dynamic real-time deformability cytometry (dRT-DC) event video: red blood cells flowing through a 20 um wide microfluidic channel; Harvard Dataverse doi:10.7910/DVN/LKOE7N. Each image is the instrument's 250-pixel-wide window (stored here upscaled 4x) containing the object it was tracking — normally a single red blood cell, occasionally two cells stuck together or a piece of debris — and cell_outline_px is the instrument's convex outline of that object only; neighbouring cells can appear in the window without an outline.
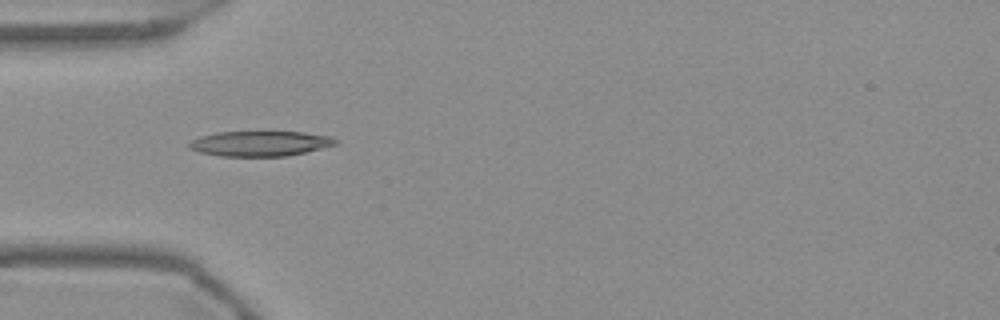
{"species": "Egyptian fruit bat (a non-hibernating species)", "species_latin": "Rousettus aegyptiacus", "temperature_condition": "warm", "stored_images_in_passage": 55, "camera_frame_rate_fps": 3000, "um_per_image_px": 0.085, "frame": {"image": 1, "passage_image": 17, "time_ms": 5.333, "image_size_px": [1000, 320], "cell_outline_px": [[336, 144], [288, 156], [220, 156], [200, 152], [188, 148], [188, 144], [192, 140], [200, 136], [216, 132], [304, 132], [332, 136], [336, 140]], "centroid_in_image_um": [22.07, 12.2], "position_along_channel_um": 62.9, "area_um2": 21.33}}
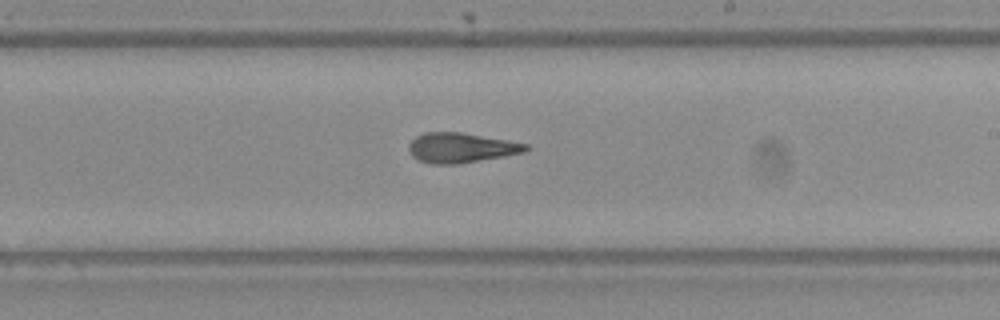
{"frame": {"image": 2, "passage_image": 32, "time_ms": 10.333, "image_size_px": [1000, 320], "cell_outline_px": [[532, 148], [528, 152], [456, 164], [432, 164], [420, 160], [412, 156], [408, 148], [408, 144], [416, 136], [424, 132], [460, 132], [508, 140], [528, 144]], "centroid_in_image_um": [39.22, 12.55], "position_along_channel_um": 249.8, "area_um2": 20.46}}
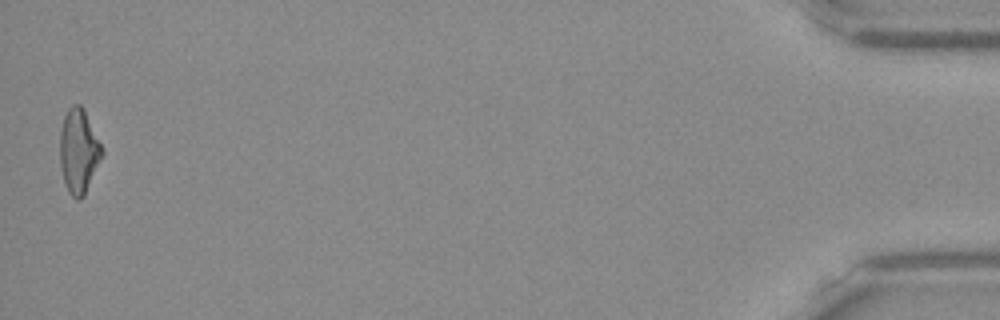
{"frame": {"image": 3, "passage_image": 54, "time_ms": 17.667, "image_size_px": [1000, 320], "cell_outline_px": [[104, 152], [84, 196], [80, 200], [76, 200], [68, 192], [64, 180], [60, 164], [60, 132], [64, 116], [68, 108], [72, 104], [80, 104], [84, 108], [104, 148]], "centroid_in_image_um": [6.7, 12.82], "position_along_channel_um": 428.5, "area_um2": 20.87}, "authors_computed_cell_mechanics": {"area_um2": 20.519, "velocity_mm_per_s": 3.7367, "shape_relaxation_time_tau1_ms": null, "shape_relaxation_time_tau2_ms": 3.3582, "deformation_change_tau1": null, "deformation_change_tau2": 0.1402}}